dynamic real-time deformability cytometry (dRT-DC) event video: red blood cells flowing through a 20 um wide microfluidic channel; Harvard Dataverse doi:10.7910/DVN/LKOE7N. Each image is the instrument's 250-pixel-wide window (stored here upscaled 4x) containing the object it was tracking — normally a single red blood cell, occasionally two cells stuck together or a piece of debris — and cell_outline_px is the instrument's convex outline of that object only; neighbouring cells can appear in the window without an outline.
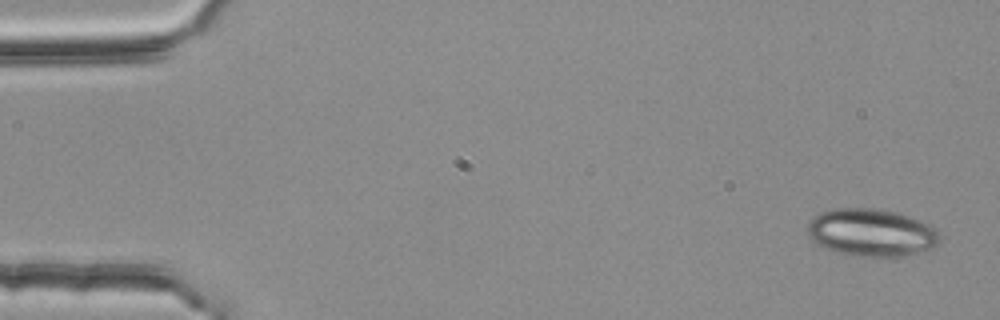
{"species": "common noctule bat (a hibernating species)", "species_latin": "Nyctalus noctula", "temperature_condition": "room temperature", "stored_images_in_passage": 4, "camera_frame_rate_fps": 3000, "um_per_image_px": 0.085, "animal": {"sex": "female", "body_mass_g": 25.1}, "frame": {"image": 1, "passage_image": 1, "time_ms": 0.0, "image_size_px": [1000, 320], "cell_outline_px": [[940, 240], [936, 244], [928, 248], [916, 252], [900, 256], [860, 256], [836, 252], [816, 244], [808, 236], [808, 220], [812, 216], [820, 212], [832, 208], [876, 208], [900, 212], [920, 220], [928, 224], [940, 236]], "centroid_in_image_um": [74.0, 19.73], "position_along_channel_um": 11.0, "area_um2": 36.59}}